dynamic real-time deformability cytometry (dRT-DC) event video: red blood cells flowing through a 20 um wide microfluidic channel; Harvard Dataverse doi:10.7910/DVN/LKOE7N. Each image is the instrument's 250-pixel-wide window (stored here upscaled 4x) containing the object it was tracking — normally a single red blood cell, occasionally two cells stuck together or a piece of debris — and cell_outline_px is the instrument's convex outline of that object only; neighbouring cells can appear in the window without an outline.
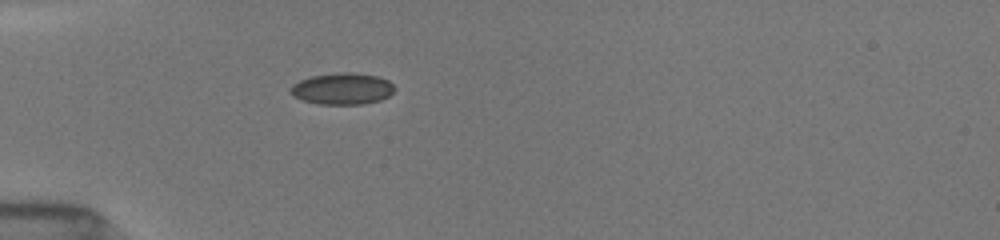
{"species": "common noctule bat (a hibernating species)", "species_latin": "Nyctalus noctula", "temperature_condition": "room temperature", "stored_images_in_passage": 4, "camera_frame_rate_fps": 3000, "um_per_image_px": 0.085, "animal": {"sex": "female", "body_mass_g": 19.5, "forearm_length_mm": 54.1}, "frame": {"image": 1, "passage_image": 1, "time_ms": 0.0, "image_size_px": [1000, 240], "cell_outline_px": [[396, 88], [388, 96], [380, 100], [364, 104], [320, 104], [304, 100], [292, 96], [288, 92], [288, 88], [292, 84], [300, 80], [312, 76], [344, 72], [352, 72], [380, 76], [388, 80]], "centroid_in_image_um": [29.08, 7.54], "position_along_channel_um": 55.9, "area_um2": 19.25}}
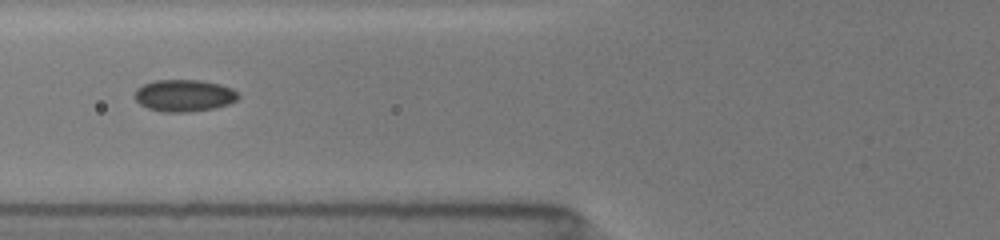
{"frame": {"image": 2, "passage_image": 3, "time_ms": 1.667, "image_size_px": [1000, 240], "cell_outline_px": [[240, 96], [236, 100], [228, 104], [212, 108], [188, 112], [164, 112], [148, 108], [140, 104], [132, 96], [136, 88], [152, 80], [200, 80], [220, 84], [232, 88]], "centroid_in_image_um": [15.61, 8.11], "position_along_channel_um": 110.2, "area_um2": 19.36}}